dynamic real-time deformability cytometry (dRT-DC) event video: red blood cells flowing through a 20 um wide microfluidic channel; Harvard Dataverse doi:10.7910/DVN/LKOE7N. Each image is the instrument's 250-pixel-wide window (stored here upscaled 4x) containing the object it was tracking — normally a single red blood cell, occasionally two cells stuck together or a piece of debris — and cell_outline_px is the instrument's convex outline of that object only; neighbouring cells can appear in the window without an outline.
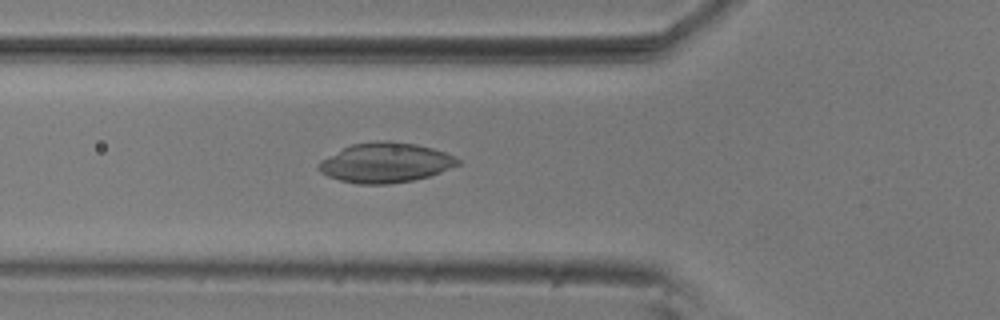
{"species": "common noctule bat (a hibernating species)", "species_latin": "Nyctalus noctula", "temperature_condition": "room temperature", "stored_images_in_passage": 55, "camera_frame_rate_fps": 3000, "um_per_image_px": 0.085, "animal": {"sex": "male", "body_mass_g": 20.5, "forearm_length_mm": 52.5}, "frame": {"image": 1, "passage_image": 19, "time_ms": 6.0, "image_size_px": [1000, 320], "cell_outline_px": [[460, 164], [440, 172], [428, 176], [412, 180], [388, 184], [356, 184], [340, 180], [328, 176], [320, 172], [316, 168], [316, 164], [320, 160], [352, 144], [376, 140], [392, 140], [416, 144], [432, 148], [444, 152], [460, 160]], "centroid_in_image_um": [32.72, 13.82], "position_along_channel_um": 93.1, "area_um2": 32.31}}
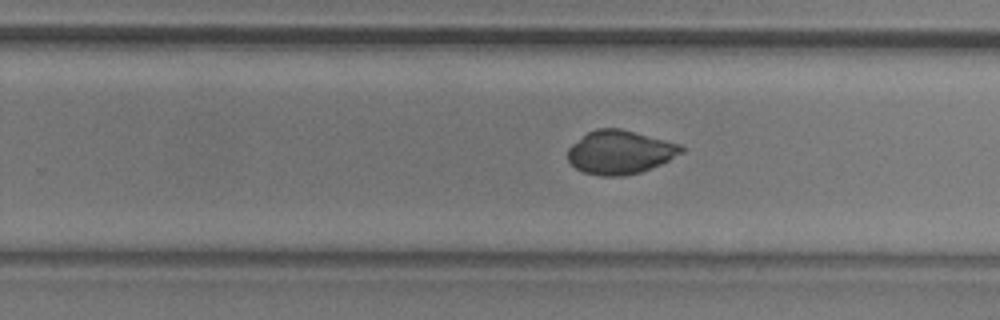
{"frame": {"image": 2, "passage_image": 34, "time_ms": 11.0, "image_size_px": [1000, 320], "cell_outline_px": [[684, 152], [660, 164], [640, 172], [624, 176], [600, 176], [584, 172], [576, 168], [568, 160], [568, 148], [572, 144], [588, 132], [596, 128], [620, 128], [680, 144], [684, 148]], "centroid_in_image_um": [52.69, 12.94], "position_along_channel_um": 277.1, "area_um2": 28.67}}
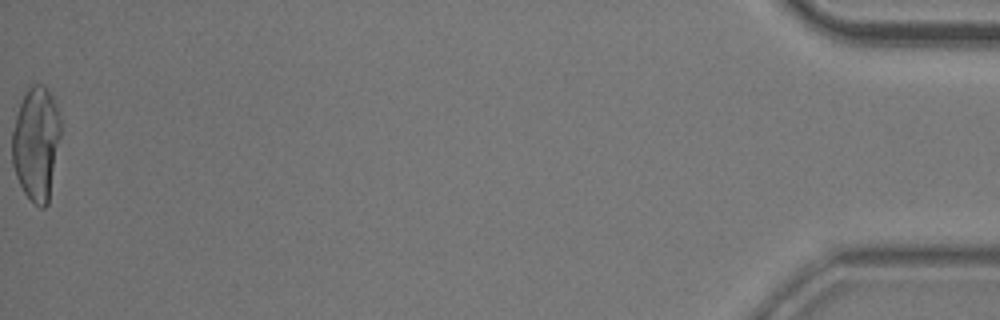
{"frame": {"image": 3, "passage_image": 55, "time_ms": 18.0, "image_size_px": [1000, 320], "cell_outline_px": [[60, 136], [48, 204], [44, 208], [40, 208], [24, 192], [16, 176], [12, 164], [12, 132], [16, 116], [20, 104], [28, 88], [32, 84], [44, 84], [48, 88], [56, 104], [60, 116]], "centroid_in_image_um": [3.08, 12.17], "position_along_channel_um": 432.1, "area_um2": 32.08}, "authors_computed_cell_mechanics": {"area_um2": 29.9404, "velocity_mm_per_s": 3.6668, "shape_relaxation_time_tau1_ms": null, "shape_relaxation_time_tau2_ms": 0.6516, "deformation_change_tau1": null, "deformation_change_tau2": 0.0233}}